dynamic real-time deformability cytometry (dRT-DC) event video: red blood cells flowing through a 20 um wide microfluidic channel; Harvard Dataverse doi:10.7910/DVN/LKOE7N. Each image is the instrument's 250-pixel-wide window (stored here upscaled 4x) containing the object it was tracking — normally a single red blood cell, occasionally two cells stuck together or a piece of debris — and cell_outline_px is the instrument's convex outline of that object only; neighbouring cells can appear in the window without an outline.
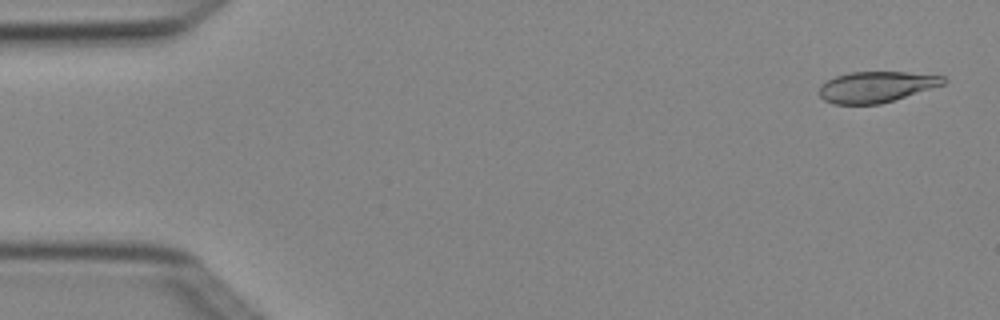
{"species": "Egyptian fruit bat (a non-hibernating species)", "species_latin": "Rousettus aegyptiacus", "temperature_condition": "cold", "stored_images_in_passage": 6, "camera_frame_rate_fps": 3000, "um_per_image_px": 0.085, "animal": {"sex": "female"}, "frame": {"image": 1, "passage_image": 1, "time_ms": 0.0, "image_size_px": [1000, 320], "cell_outline_px": [[948, 80], [944, 84], [880, 104], [832, 104], [824, 100], [820, 96], [820, 84], [836, 76], [848, 72], [908, 72], [944, 76]], "centroid_in_image_um": [74.47, 7.38], "position_along_channel_um": 10.5, "area_um2": 22.25}}
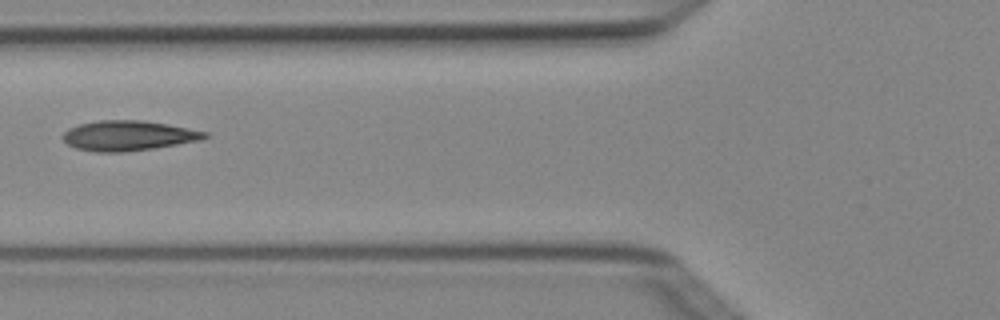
{"frame": {"image": 2, "passage_image": 5, "time_ms": 1.333, "image_size_px": [1000, 320], "cell_outline_px": [[208, 136], [200, 140], [152, 148], [124, 152], [96, 152], [76, 148], [68, 144], [60, 136], [68, 128], [80, 124], [100, 120], [140, 120], [164, 124], [208, 132]], "centroid_in_image_um": [10.84, 11.53], "position_along_channel_um": 115.0, "area_um2": 24.51}}
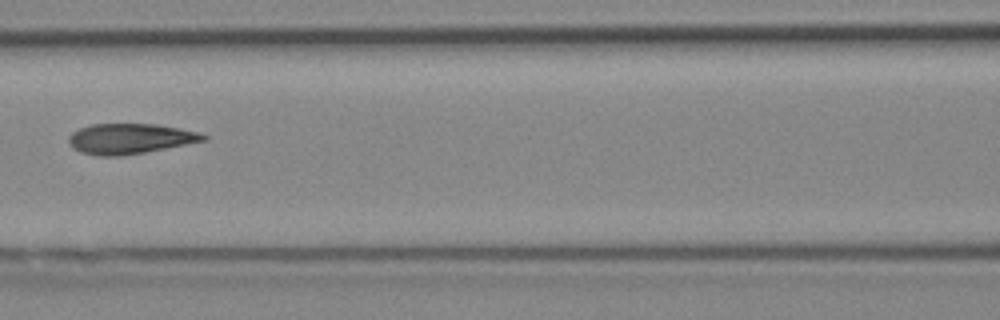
{"frame": {"image": 3, "passage_image": 6, "time_ms": 1.667, "image_size_px": [1000, 320], "cell_outline_px": [[208, 140], [144, 152], [120, 156], [96, 156], [80, 152], [72, 148], [68, 144], [68, 136], [72, 132], [80, 128], [92, 124], [156, 124], [200, 132], [208, 136]], "centroid_in_image_um": [11.02, 11.79], "position_along_channel_um": 155.6, "area_um2": 23.87}}